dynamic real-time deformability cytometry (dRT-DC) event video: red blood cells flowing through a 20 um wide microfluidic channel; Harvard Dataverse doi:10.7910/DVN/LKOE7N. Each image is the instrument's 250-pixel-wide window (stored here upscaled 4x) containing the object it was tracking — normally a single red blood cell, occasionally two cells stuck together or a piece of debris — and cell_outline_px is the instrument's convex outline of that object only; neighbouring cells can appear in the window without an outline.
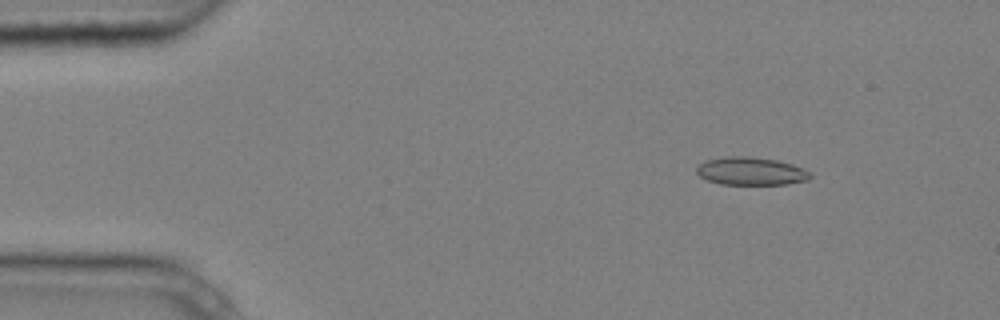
{"species": "common noctule bat (a hibernating species)", "species_latin": "Nyctalus noctula", "temperature_condition": "cold", "stored_images_in_passage": 6, "camera_frame_rate_fps": 3000, "um_per_image_px": 0.085, "animal": {"sex": "male", "body_mass_g": 20.4}, "frame": {"image": 1, "passage_image": 2, "time_ms": 0.333, "image_size_px": [1000, 320], "cell_outline_px": [[812, 176], [808, 180], [788, 184], [720, 184], [708, 180], [700, 176], [696, 172], [696, 168], [704, 160], [724, 156], [748, 156], [776, 160], [792, 164], [804, 168]], "centroid_in_image_um": [63.82, 14.54], "position_along_channel_um": 21.2, "area_um2": 18.55}}
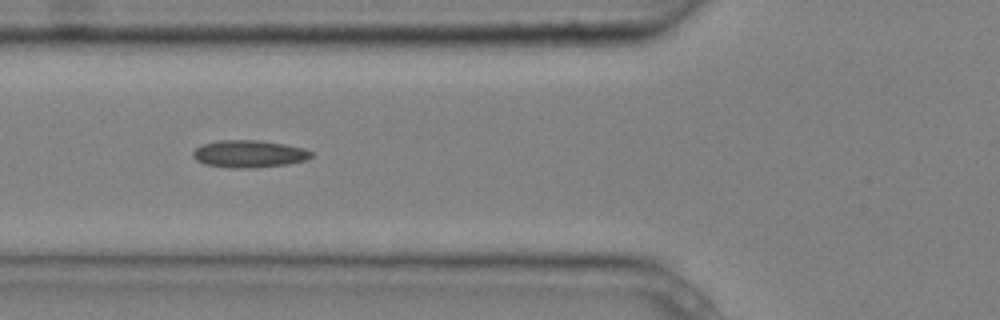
{"frame": {"image": 2, "passage_image": 6, "time_ms": 1.667, "image_size_px": [1000, 320], "cell_outline_px": [[312, 156], [308, 160], [288, 164], [256, 168], [232, 168], [204, 164], [196, 160], [192, 156], [192, 152], [200, 144], [216, 140], [260, 140], [284, 144], [304, 148], [312, 152]], "centroid_in_image_um": [21.15, 13.08], "position_along_channel_um": 104.6, "area_um2": 19.13}}